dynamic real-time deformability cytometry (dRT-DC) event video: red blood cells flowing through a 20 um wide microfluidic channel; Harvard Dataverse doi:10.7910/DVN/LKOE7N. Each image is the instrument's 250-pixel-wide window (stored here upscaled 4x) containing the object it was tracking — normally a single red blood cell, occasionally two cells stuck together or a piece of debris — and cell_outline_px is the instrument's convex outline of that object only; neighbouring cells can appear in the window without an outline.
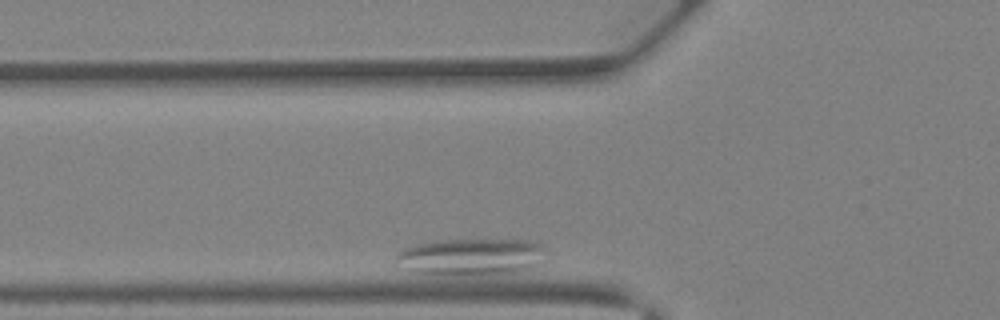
{"species": "Egyptian fruit bat (a non-hibernating species)", "species_latin": "Rousettus aegyptiacus", "temperature_condition": "warm", "stored_images_in_passage": 29, "camera_frame_rate_fps": 3000, "um_per_image_px": 0.085, "animal": {"sex": "female"}, "frame": {"image": 1, "passage_image": 2, "time_ms": 0.333, "image_size_px": [1000, 320], "cell_outline_px": [[548, 260], [544, 264], [536, 268], [504, 276], [440, 276], [416, 272], [396, 268], [392, 264], [392, 260], [400, 248], [412, 244], [436, 240], [528, 240], [544, 244], [548, 248]], "centroid_in_image_um": [40.08, 21.88], "position_along_channel_um": 85.7, "area_um2": 35.08}}